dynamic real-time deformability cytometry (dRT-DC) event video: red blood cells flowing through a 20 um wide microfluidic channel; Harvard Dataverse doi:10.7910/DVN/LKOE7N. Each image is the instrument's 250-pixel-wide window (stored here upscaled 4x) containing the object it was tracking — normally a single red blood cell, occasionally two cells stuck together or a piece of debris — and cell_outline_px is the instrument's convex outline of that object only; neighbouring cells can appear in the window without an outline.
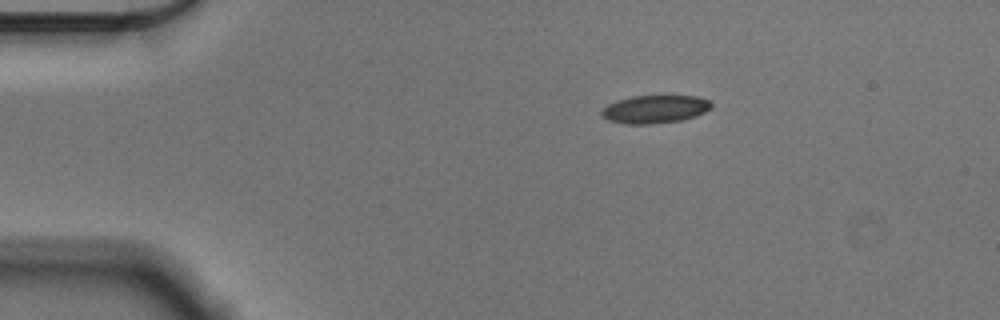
{"species": "Egyptian fruit bat (a non-hibernating species)", "species_latin": "Rousettus aegyptiacus", "temperature_condition": "cold", "stored_images_in_passage": 47, "camera_frame_rate_fps": 3000, "um_per_image_px": 0.085, "animal": {"sex": "male"}, "frame": {"image": 1, "passage_image": 1, "time_ms": 0.0, "image_size_px": [1000, 320], "cell_outline_px": [[712, 108], [696, 116], [684, 120], [648, 124], [624, 124], [608, 120], [600, 116], [600, 112], [608, 104], [616, 100], [632, 96], [696, 96], [708, 100], [712, 104]], "centroid_in_image_um": [55.65, 9.29], "position_along_channel_um": 29.4, "area_um2": 18.03}}
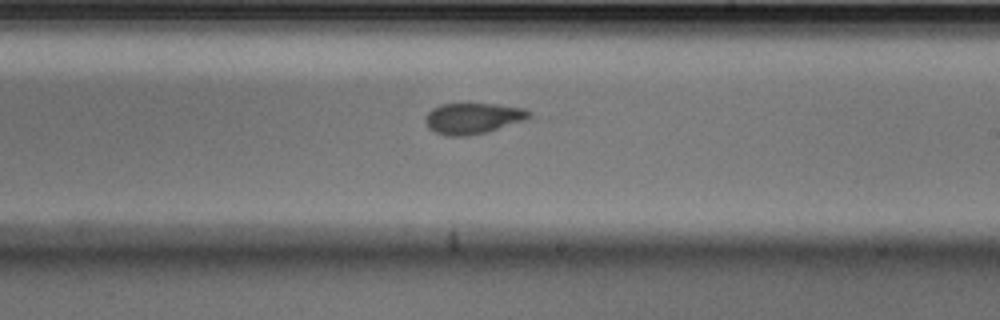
{"frame": {"image": 2, "passage_image": 24, "time_ms": 7.667, "image_size_px": [1000, 320], "cell_outline_px": [[532, 116], [528, 120], [488, 132], [464, 136], [444, 136], [428, 128], [424, 120], [428, 112], [432, 108], [440, 104], [496, 104], [524, 108], [532, 112]], "centroid_in_image_um": [40.24, 10.06], "position_along_channel_um": 248.8, "area_um2": 19.02}}
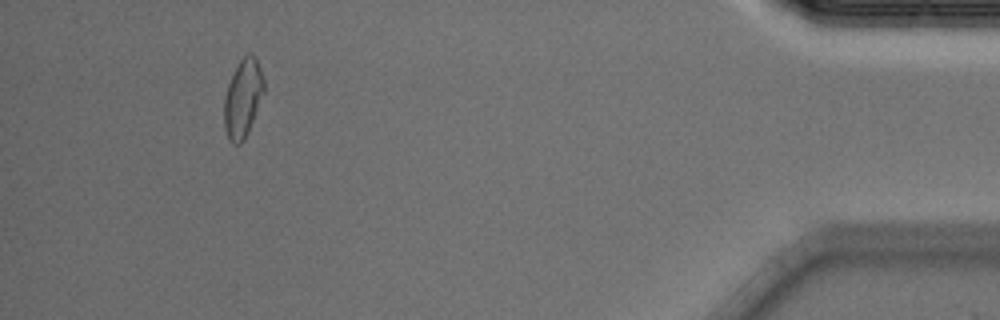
{"frame": {"image": 3, "passage_image": 43, "time_ms": 14.0, "image_size_px": [1000, 320], "cell_outline_px": [[264, 92], [248, 132], [244, 140], [240, 144], [232, 144], [228, 140], [224, 128], [224, 96], [228, 84], [240, 60], [248, 52], [256, 56], [264, 80]], "centroid_in_image_um": [20.64, 8.37], "position_along_channel_um": 414.6, "area_um2": 18.15}, "authors_computed_cell_mechanics": {"area_um2": 18.6694, "velocity_mm_per_s": 3.5862, "shape_relaxation_time_tau1_ms": 6.4468, "shape_relaxation_time_tau2_ms": 2.5874, "deformation_change_tau1": 0.1689, "deformation_change_tau2": 0.0731}}